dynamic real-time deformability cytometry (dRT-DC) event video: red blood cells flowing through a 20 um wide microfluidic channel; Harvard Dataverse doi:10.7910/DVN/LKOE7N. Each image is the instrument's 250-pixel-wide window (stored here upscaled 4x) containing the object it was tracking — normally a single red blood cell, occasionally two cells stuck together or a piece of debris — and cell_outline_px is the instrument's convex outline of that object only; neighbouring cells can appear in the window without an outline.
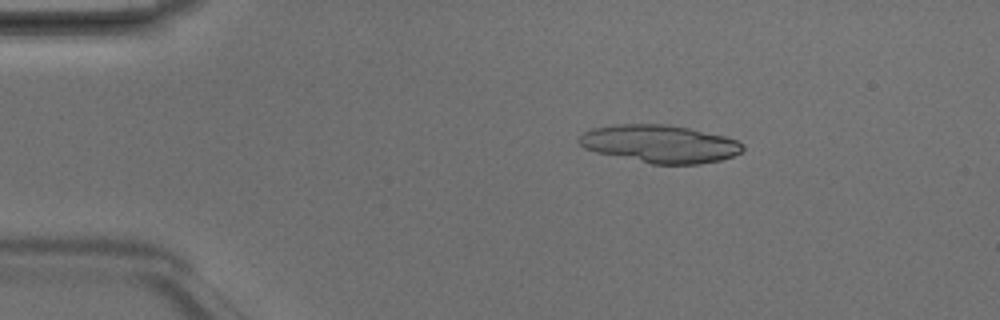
{"species": "Egyptian fruit bat (a non-hibernating species)", "species_latin": "Rousettus aegyptiacus", "temperature_condition": "room temperature", "stored_images_in_passage": 6, "camera_frame_rate_fps": 3000, "um_per_image_px": 0.085, "animal": {"sex": "male"}, "frame": {"image": 1, "passage_image": 3, "time_ms": 0.667, "image_size_px": [1000, 320], "cell_outline_px": [[744, 148], [740, 152], [732, 156], [720, 160], [700, 164], [652, 164], [596, 152], [584, 148], [576, 140], [584, 132], [592, 128], [616, 124], [668, 124], [688, 128], [724, 136], [736, 140], [744, 144]], "centroid_in_image_um": [56.07, 12.22], "position_along_channel_um": 28.9, "area_um2": 35.95}}